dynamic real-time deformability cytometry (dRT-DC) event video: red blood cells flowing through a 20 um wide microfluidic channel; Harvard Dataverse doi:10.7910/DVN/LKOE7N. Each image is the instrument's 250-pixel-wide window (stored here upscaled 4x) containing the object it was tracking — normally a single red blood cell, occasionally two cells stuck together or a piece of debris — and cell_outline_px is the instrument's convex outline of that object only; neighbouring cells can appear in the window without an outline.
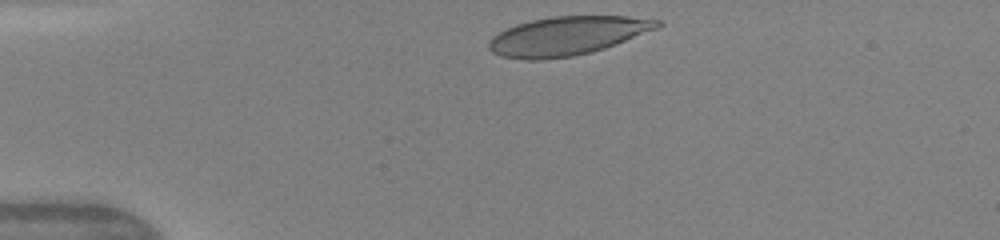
{"species": "human", "species_latin": "Homo sapiens", "temperature_condition": "warm", "stored_images_in_passage": 32, "camera_frame_rate_fps": 3000, "um_per_image_px": 0.085, "donor": {"sex": "female"}, "frame": {"image": 1, "passage_image": 1, "time_ms": 0.0, "image_size_px": [1000, 240], "cell_outline_px": [[664, 24], [656, 28], [616, 44], [592, 52], [572, 56], [540, 60], [524, 60], [500, 56], [492, 52], [488, 48], [488, 40], [492, 36], [516, 24], [532, 20], [552, 16], [628, 16], [660, 20]], "centroid_in_image_um": [48.18, 3.05], "position_along_channel_um": 36.8, "area_um2": 37.97}}
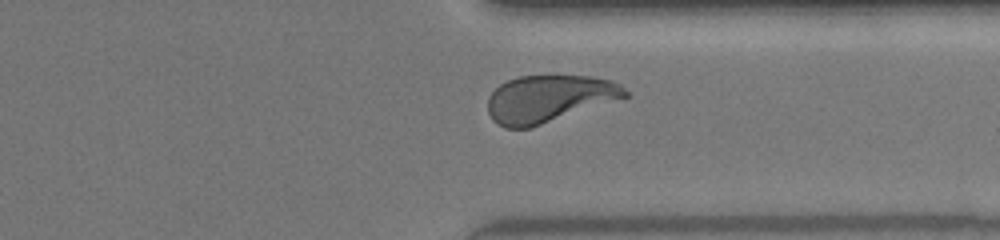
{"frame": {"image": 2, "passage_image": 28, "time_ms": 9.0, "image_size_px": [1000, 240], "cell_outline_px": [[628, 96], [532, 128], [504, 128], [492, 120], [488, 112], [488, 96], [500, 84], [508, 80], [520, 76], [592, 76], [612, 80], [620, 84], [628, 92]], "centroid_in_image_um": [46.64, 8.4], "position_along_channel_um": 364.8, "area_um2": 37.74}, "authors_computed_cell_mechanics": {"area_um2": 38.6104, "velocity_mm_per_s": 4.1561, "shape_relaxation_time_tau1_ms": 3.8272, "shape_relaxation_time_tau2_ms": null, "deformation_change_tau1": 0.1865, "deformation_change_tau2": null}}